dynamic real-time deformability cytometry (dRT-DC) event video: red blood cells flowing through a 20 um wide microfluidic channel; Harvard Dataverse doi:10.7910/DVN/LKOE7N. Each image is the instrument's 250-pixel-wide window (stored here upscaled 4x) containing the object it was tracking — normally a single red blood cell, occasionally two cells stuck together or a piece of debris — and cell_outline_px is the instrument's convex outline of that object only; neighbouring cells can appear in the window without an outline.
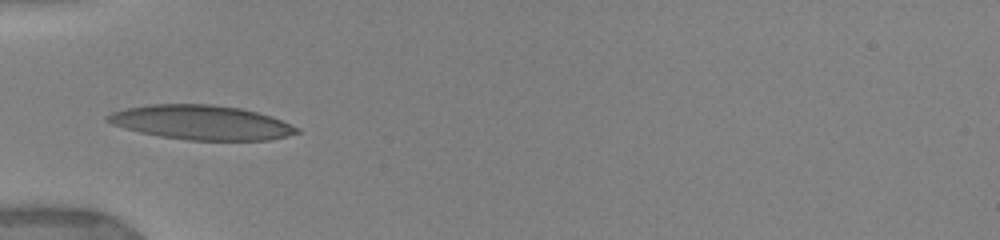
{"species": "human", "species_latin": "Homo sapiens", "temperature_condition": "warm", "stored_images_in_passage": 65, "camera_frame_rate_fps": 3000, "um_per_image_px": 0.085, "donor": {"sex": "female"}, "frame": {"image": 1, "passage_image": 1, "time_ms": 0.0, "image_size_px": [1000, 240], "cell_outline_px": [[300, 132], [288, 136], [272, 140], [188, 140], [160, 136], [140, 132], [112, 124], [104, 120], [104, 116], [112, 112], [124, 108], [148, 104], [212, 104], [240, 108], [272, 116], [300, 128]], "centroid_in_image_um": [17.11, 10.4], "position_along_channel_um": 67.9, "area_um2": 38.15}}
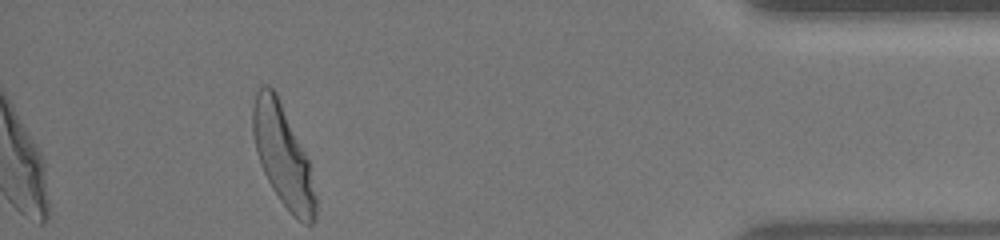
{"frame": {"image": 2, "passage_image": 65, "time_ms": 10.0, "image_size_px": [1000, 240], "cell_outline_px": [[316, 216], [312, 224], [304, 224], [296, 220], [292, 216], [280, 200], [272, 188], [260, 164], [256, 152], [252, 132], [252, 108], [256, 92], [260, 84], [268, 84], [276, 92], [308, 160], [316, 196]], "centroid_in_image_um": [24.03, 13.25], "position_along_channel_um": 411.2, "area_um2": 36.82}, "authors_computed_cell_mechanics": {"area_um2": 35.4314, "velocity_mm_per_s": 3.898, "shape_relaxation_time_tau1_ms": 3.4222, "shape_relaxation_time_tau2_ms": 0.7863, "deformation_change_tau1": 0.2071, "deformation_change_tau2": 0.0715}}